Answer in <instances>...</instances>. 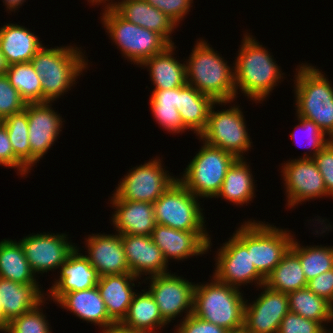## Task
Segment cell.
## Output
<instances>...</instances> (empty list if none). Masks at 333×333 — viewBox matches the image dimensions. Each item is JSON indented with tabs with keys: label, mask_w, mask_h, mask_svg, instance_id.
Segmentation results:
<instances>
[{
	"label": "cell",
	"mask_w": 333,
	"mask_h": 333,
	"mask_svg": "<svg viewBox=\"0 0 333 333\" xmlns=\"http://www.w3.org/2000/svg\"><path fill=\"white\" fill-rule=\"evenodd\" d=\"M186 63V81L215 102H231L236 97L234 69L207 42L196 43Z\"/></svg>",
	"instance_id": "cell-1"
},
{
	"label": "cell",
	"mask_w": 333,
	"mask_h": 333,
	"mask_svg": "<svg viewBox=\"0 0 333 333\" xmlns=\"http://www.w3.org/2000/svg\"><path fill=\"white\" fill-rule=\"evenodd\" d=\"M213 280L210 284H195L193 314L230 333L242 331L247 301L238 288Z\"/></svg>",
	"instance_id": "cell-2"
},
{
	"label": "cell",
	"mask_w": 333,
	"mask_h": 333,
	"mask_svg": "<svg viewBox=\"0 0 333 333\" xmlns=\"http://www.w3.org/2000/svg\"><path fill=\"white\" fill-rule=\"evenodd\" d=\"M242 43L234 64L236 93L239 87L251 100L263 101L281 79L280 69L252 36L245 35Z\"/></svg>",
	"instance_id": "cell-3"
},
{
	"label": "cell",
	"mask_w": 333,
	"mask_h": 333,
	"mask_svg": "<svg viewBox=\"0 0 333 333\" xmlns=\"http://www.w3.org/2000/svg\"><path fill=\"white\" fill-rule=\"evenodd\" d=\"M30 62L41 78L42 102H53L64 94L88 65L80 49L72 46H42Z\"/></svg>",
	"instance_id": "cell-4"
},
{
	"label": "cell",
	"mask_w": 333,
	"mask_h": 333,
	"mask_svg": "<svg viewBox=\"0 0 333 333\" xmlns=\"http://www.w3.org/2000/svg\"><path fill=\"white\" fill-rule=\"evenodd\" d=\"M297 73V116L314 121L333 139V87L313 66L302 65Z\"/></svg>",
	"instance_id": "cell-5"
},
{
	"label": "cell",
	"mask_w": 333,
	"mask_h": 333,
	"mask_svg": "<svg viewBox=\"0 0 333 333\" xmlns=\"http://www.w3.org/2000/svg\"><path fill=\"white\" fill-rule=\"evenodd\" d=\"M236 230L235 236L251 250V259L258 273L265 279L280 263L290 248L293 235L265 223L248 221Z\"/></svg>",
	"instance_id": "cell-6"
},
{
	"label": "cell",
	"mask_w": 333,
	"mask_h": 333,
	"mask_svg": "<svg viewBox=\"0 0 333 333\" xmlns=\"http://www.w3.org/2000/svg\"><path fill=\"white\" fill-rule=\"evenodd\" d=\"M236 159L231 153L205 142L178 180L197 198L216 197L227 170Z\"/></svg>",
	"instance_id": "cell-7"
},
{
	"label": "cell",
	"mask_w": 333,
	"mask_h": 333,
	"mask_svg": "<svg viewBox=\"0 0 333 333\" xmlns=\"http://www.w3.org/2000/svg\"><path fill=\"white\" fill-rule=\"evenodd\" d=\"M102 20L110 38L122 53L137 65L171 45L162 35L131 23L114 9H104Z\"/></svg>",
	"instance_id": "cell-8"
},
{
	"label": "cell",
	"mask_w": 333,
	"mask_h": 333,
	"mask_svg": "<svg viewBox=\"0 0 333 333\" xmlns=\"http://www.w3.org/2000/svg\"><path fill=\"white\" fill-rule=\"evenodd\" d=\"M178 179L153 203L156 223L181 231L204 230L198 198Z\"/></svg>",
	"instance_id": "cell-9"
},
{
	"label": "cell",
	"mask_w": 333,
	"mask_h": 333,
	"mask_svg": "<svg viewBox=\"0 0 333 333\" xmlns=\"http://www.w3.org/2000/svg\"><path fill=\"white\" fill-rule=\"evenodd\" d=\"M210 108L205 130L199 135L207 144L221 148L236 158L251 147L242 111L236 106L215 112ZM242 153V154H241Z\"/></svg>",
	"instance_id": "cell-10"
},
{
	"label": "cell",
	"mask_w": 333,
	"mask_h": 333,
	"mask_svg": "<svg viewBox=\"0 0 333 333\" xmlns=\"http://www.w3.org/2000/svg\"><path fill=\"white\" fill-rule=\"evenodd\" d=\"M161 165V160L155 158L130 170L116 187L113 198L154 203L177 180L167 174Z\"/></svg>",
	"instance_id": "cell-11"
},
{
	"label": "cell",
	"mask_w": 333,
	"mask_h": 333,
	"mask_svg": "<svg viewBox=\"0 0 333 333\" xmlns=\"http://www.w3.org/2000/svg\"><path fill=\"white\" fill-rule=\"evenodd\" d=\"M214 277L217 281L239 288L241 284L257 281L261 287L265 279L258 273L251 259V250L234 235L219 249Z\"/></svg>",
	"instance_id": "cell-12"
},
{
	"label": "cell",
	"mask_w": 333,
	"mask_h": 333,
	"mask_svg": "<svg viewBox=\"0 0 333 333\" xmlns=\"http://www.w3.org/2000/svg\"><path fill=\"white\" fill-rule=\"evenodd\" d=\"M150 294L159 307L162 319L168 323L184 310L193 313L195 285L173 274L150 276Z\"/></svg>",
	"instance_id": "cell-13"
},
{
	"label": "cell",
	"mask_w": 333,
	"mask_h": 333,
	"mask_svg": "<svg viewBox=\"0 0 333 333\" xmlns=\"http://www.w3.org/2000/svg\"><path fill=\"white\" fill-rule=\"evenodd\" d=\"M19 242L34 274L59 268L77 247L67 241L66 234L40 233Z\"/></svg>",
	"instance_id": "cell-14"
},
{
	"label": "cell",
	"mask_w": 333,
	"mask_h": 333,
	"mask_svg": "<svg viewBox=\"0 0 333 333\" xmlns=\"http://www.w3.org/2000/svg\"><path fill=\"white\" fill-rule=\"evenodd\" d=\"M265 290L251 304H245L244 331L246 333H278L280 323L289 312L288 296L282 292Z\"/></svg>",
	"instance_id": "cell-15"
},
{
	"label": "cell",
	"mask_w": 333,
	"mask_h": 333,
	"mask_svg": "<svg viewBox=\"0 0 333 333\" xmlns=\"http://www.w3.org/2000/svg\"><path fill=\"white\" fill-rule=\"evenodd\" d=\"M282 167L289 207L307 199L330 196L313 158L291 160Z\"/></svg>",
	"instance_id": "cell-16"
},
{
	"label": "cell",
	"mask_w": 333,
	"mask_h": 333,
	"mask_svg": "<svg viewBox=\"0 0 333 333\" xmlns=\"http://www.w3.org/2000/svg\"><path fill=\"white\" fill-rule=\"evenodd\" d=\"M50 102L27 103L28 141L31 147V166L47 153L62 128L61 117L51 109Z\"/></svg>",
	"instance_id": "cell-17"
},
{
	"label": "cell",
	"mask_w": 333,
	"mask_h": 333,
	"mask_svg": "<svg viewBox=\"0 0 333 333\" xmlns=\"http://www.w3.org/2000/svg\"><path fill=\"white\" fill-rule=\"evenodd\" d=\"M208 235L205 231H181L156 224L151 238L168 263L169 258L182 260L193 255L205 254L211 246Z\"/></svg>",
	"instance_id": "cell-18"
},
{
	"label": "cell",
	"mask_w": 333,
	"mask_h": 333,
	"mask_svg": "<svg viewBox=\"0 0 333 333\" xmlns=\"http://www.w3.org/2000/svg\"><path fill=\"white\" fill-rule=\"evenodd\" d=\"M122 245L130 272L139 278L145 273L151 276L169 273L160 248L151 236L121 235ZM143 272V273H142Z\"/></svg>",
	"instance_id": "cell-19"
},
{
	"label": "cell",
	"mask_w": 333,
	"mask_h": 333,
	"mask_svg": "<svg viewBox=\"0 0 333 333\" xmlns=\"http://www.w3.org/2000/svg\"><path fill=\"white\" fill-rule=\"evenodd\" d=\"M89 263L99 277L105 275L131 273L126 261L121 235H92L87 239Z\"/></svg>",
	"instance_id": "cell-20"
},
{
	"label": "cell",
	"mask_w": 333,
	"mask_h": 333,
	"mask_svg": "<svg viewBox=\"0 0 333 333\" xmlns=\"http://www.w3.org/2000/svg\"><path fill=\"white\" fill-rule=\"evenodd\" d=\"M78 248L70 254L60 267V278L49 289L52 299L56 302L63 294L93 288L99 280L96 269L89 263L86 256L78 253Z\"/></svg>",
	"instance_id": "cell-21"
},
{
	"label": "cell",
	"mask_w": 333,
	"mask_h": 333,
	"mask_svg": "<svg viewBox=\"0 0 333 333\" xmlns=\"http://www.w3.org/2000/svg\"><path fill=\"white\" fill-rule=\"evenodd\" d=\"M111 203L116 211L112 221L120 235L151 236L156 226L153 203L143 201L115 200Z\"/></svg>",
	"instance_id": "cell-22"
},
{
	"label": "cell",
	"mask_w": 333,
	"mask_h": 333,
	"mask_svg": "<svg viewBox=\"0 0 333 333\" xmlns=\"http://www.w3.org/2000/svg\"><path fill=\"white\" fill-rule=\"evenodd\" d=\"M112 3V4H111ZM106 5L105 9H114L122 18L133 24L152 30L162 35L170 44V34L177 24L145 0H123Z\"/></svg>",
	"instance_id": "cell-23"
},
{
	"label": "cell",
	"mask_w": 333,
	"mask_h": 333,
	"mask_svg": "<svg viewBox=\"0 0 333 333\" xmlns=\"http://www.w3.org/2000/svg\"><path fill=\"white\" fill-rule=\"evenodd\" d=\"M136 279L137 277L132 273L99 277L96 286L106 305L109 318L116 325H119L127 315L129 305L135 295V292L132 291L135 284L131 281Z\"/></svg>",
	"instance_id": "cell-24"
},
{
	"label": "cell",
	"mask_w": 333,
	"mask_h": 333,
	"mask_svg": "<svg viewBox=\"0 0 333 333\" xmlns=\"http://www.w3.org/2000/svg\"><path fill=\"white\" fill-rule=\"evenodd\" d=\"M61 308H67L79 318L95 323L107 330L116 324L109 318L106 305L97 286L63 294L57 301Z\"/></svg>",
	"instance_id": "cell-25"
},
{
	"label": "cell",
	"mask_w": 333,
	"mask_h": 333,
	"mask_svg": "<svg viewBox=\"0 0 333 333\" xmlns=\"http://www.w3.org/2000/svg\"><path fill=\"white\" fill-rule=\"evenodd\" d=\"M38 286V283L21 284L0 277V303L3 319L7 323L45 299Z\"/></svg>",
	"instance_id": "cell-26"
},
{
	"label": "cell",
	"mask_w": 333,
	"mask_h": 333,
	"mask_svg": "<svg viewBox=\"0 0 333 333\" xmlns=\"http://www.w3.org/2000/svg\"><path fill=\"white\" fill-rule=\"evenodd\" d=\"M41 47L38 37L20 25L0 28V49L8 65L30 62Z\"/></svg>",
	"instance_id": "cell-27"
},
{
	"label": "cell",
	"mask_w": 333,
	"mask_h": 333,
	"mask_svg": "<svg viewBox=\"0 0 333 333\" xmlns=\"http://www.w3.org/2000/svg\"><path fill=\"white\" fill-rule=\"evenodd\" d=\"M230 103L215 102L210 96L202 94L196 88L186 84L180 87L179 107L181 121L184 126L200 135L206 128L210 108L215 104Z\"/></svg>",
	"instance_id": "cell-28"
},
{
	"label": "cell",
	"mask_w": 333,
	"mask_h": 333,
	"mask_svg": "<svg viewBox=\"0 0 333 333\" xmlns=\"http://www.w3.org/2000/svg\"><path fill=\"white\" fill-rule=\"evenodd\" d=\"M174 47V44L169 45L164 51L146 59L141 64L145 67L149 66L154 89H173L187 84L186 65L174 59L172 56Z\"/></svg>",
	"instance_id": "cell-29"
},
{
	"label": "cell",
	"mask_w": 333,
	"mask_h": 333,
	"mask_svg": "<svg viewBox=\"0 0 333 333\" xmlns=\"http://www.w3.org/2000/svg\"><path fill=\"white\" fill-rule=\"evenodd\" d=\"M164 325L167 323L149 291L139 295L135 293L127 315L119 324L123 329L139 333H155V328L160 329Z\"/></svg>",
	"instance_id": "cell-30"
},
{
	"label": "cell",
	"mask_w": 333,
	"mask_h": 333,
	"mask_svg": "<svg viewBox=\"0 0 333 333\" xmlns=\"http://www.w3.org/2000/svg\"><path fill=\"white\" fill-rule=\"evenodd\" d=\"M301 262L298 256L289 248L282 256L280 263L265 278L264 285L270 289L289 294L307 287Z\"/></svg>",
	"instance_id": "cell-31"
},
{
	"label": "cell",
	"mask_w": 333,
	"mask_h": 333,
	"mask_svg": "<svg viewBox=\"0 0 333 333\" xmlns=\"http://www.w3.org/2000/svg\"><path fill=\"white\" fill-rule=\"evenodd\" d=\"M254 182L249 166L243 158H237L227 170L216 197H223L236 205H243L254 196ZM251 199V200H250Z\"/></svg>",
	"instance_id": "cell-32"
},
{
	"label": "cell",
	"mask_w": 333,
	"mask_h": 333,
	"mask_svg": "<svg viewBox=\"0 0 333 333\" xmlns=\"http://www.w3.org/2000/svg\"><path fill=\"white\" fill-rule=\"evenodd\" d=\"M0 277L21 284L37 282L20 242H0Z\"/></svg>",
	"instance_id": "cell-33"
},
{
	"label": "cell",
	"mask_w": 333,
	"mask_h": 333,
	"mask_svg": "<svg viewBox=\"0 0 333 333\" xmlns=\"http://www.w3.org/2000/svg\"><path fill=\"white\" fill-rule=\"evenodd\" d=\"M287 296L289 312L321 324L333 320V305L307 287L293 291Z\"/></svg>",
	"instance_id": "cell-34"
},
{
	"label": "cell",
	"mask_w": 333,
	"mask_h": 333,
	"mask_svg": "<svg viewBox=\"0 0 333 333\" xmlns=\"http://www.w3.org/2000/svg\"><path fill=\"white\" fill-rule=\"evenodd\" d=\"M5 75L26 103H42L41 78L31 62L9 65Z\"/></svg>",
	"instance_id": "cell-35"
},
{
	"label": "cell",
	"mask_w": 333,
	"mask_h": 333,
	"mask_svg": "<svg viewBox=\"0 0 333 333\" xmlns=\"http://www.w3.org/2000/svg\"><path fill=\"white\" fill-rule=\"evenodd\" d=\"M290 249L298 256L307 282L333 268V246L301 247L293 239Z\"/></svg>",
	"instance_id": "cell-36"
},
{
	"label": "cell",
	"mask_w": 333,
	"mask_h": 333,
	"mask_svg": "<svg viewBox=\"0 0 333 333\" xmlns=\"http://www.w3.org/2000/svg\"><path fill=\"white\" fill-rule=\"evenodd\" d=\"M7 129L15 156L31 168V147L28 139V117L25 110L12 114L1 121Z\"/></svg>",
	"instance_id": "cell-37"
},
{
	"label": "cell",
	"mask_w": 333,
	"mask_h": 333,
	"mask_svg": "<svg viewBox=\"0 0 333 333\" xmlns=\"http://www.w3.org/2000/svg\"><path fill=\"white\" fill-rule=\"evenodd\" d=\"M35 306L28 312L13 318L7 323L4 333H51L42 312H40V305Z\"/></svg>",
	"instance_id": "cell-38"
},
{
	"label": "cell",
	"mask_w": 333,
	"mask_h": 333,
	"mask_svg": "<svg viewBox=\"0 0 333 333\" xmlns=\"http://www.w3.org/2000/svg\"><path fill=\"white\" fill-rule=\"evenodd\" d=\"M26 104L19 92L11 85L7 76L0 75V120L23 111Z\"/></svg>",
	"instance_id": "cell-39"
},
{
	"label": "cell",
	"mask_w": 333,
	"mask_h": 333,
	"mask_svg": "<svg viewBox=\"0 0 333 333\" xmlns=\"http://www.w3.org/2000/svg\"><path fill=\"white\" fill-rule=\"evenodd\" d=\"M320 322L306 319L298 314L288 312L280 323L278 333H326Z\"/></svg>",
	"instance_id": "cell-40"
},
{
	"label": "cell",
	"mask_w": 333,
	"mask_h": 333,
	"mask_svg": "<svg viewBox=\"0 0 333 333\" xmlns=\"http://www.w3.org/2000/svg\"><path fill=\"white\" fill-rule=\"evenodd\" d=\"M298 120H300V124H298L296 128L298 129L300 127L301 129H303L302 131L307 133V137L310 139V140L308 139L310 146L314 151L312 153L313 154L312 156L310 155L309 157V155L306 154L302 158H313L319 151H321L327 145V143L331 139L324 138L325 135L327 136V134L314 121H310L301 116H298ZM295 133L296 132L291 133V138L297 140V138H295L296 137Z\"/></svg>",
	"instance_id": "cell-41"
},
{
	"label": "cell",
	"mask_w": 333,
	"mask_h": 333,
	"mask_svg": "<svg viewBox=\"0 0 333 333\" xmlns=\"http://www.w3.org/2000/svg\"><path fill=\"white\" fill-rule=\"evenodd\" d=\"M153 117L165 130L173 133L184 132L187 128L180 118V113L175 106L151 105Z\"/></svg>",
	"instance_id": "cell-42"
},
{
	"label": "cell",
	"mask_w": 333,
	"mask_h": 333,
	"mask_svg": "<svg viewBox=\"0 0 333 333\" xmlns=\"http://www.w3.org/2000/svg\"><path fill=\"white\" fill-rule=\"evenodd\" d=\"M313 160L323 177L326 192L333 197V139L313 157Z\"/></svg>",
	"instance_id": "cell-43"
},
{
	"label": "cell",
	"mask_w": 333,
	"mask_h": 333,
	"mask_svg": "<svg viewBox=\"0 0 333 333\" xmlns=\"http://www.w3.org/2000/svg\"><path fill=\"white\" fill-rule=\"evenodd\" d=\"M148 4L157 8L176 24L188 13L193 0H145Z\"/></svg>",
	"instance_id": "cell-44"
},
{
	"label": "cell",
	"mask_w": 333,
	"mask_h": 333,
	"mask_svg": "<svg viewBox=\"0 0 333 333\" xmlns=\"http://www.w3.org/2000/svg\"><path fill=\"white\" fill-rule=\"evenodd\" d=\"M0 165L17 168L21 175L28 173L29 169L15 156L6 126L0 122Z\"/></svg>",
	"instance_id": "cell-45"
},
{
	"label": "cell",
	"mask_w": 333,
	"mask_h": 333,
	"mask_svg": "<svg viewBox=\"0 0 333 333\" xmlns=\"http://www.w3.org/2000/svg\"><path fill=\"white\" fill-rule=\"evenodd\" d=\"M181 322L176 333H230L223 327L196 317L193 313Z\"/></svg>",
	"instance_id": "cell-46"
},
{
	"label": "cell",
	"mask_w": 333,
	"mask_h": 333,
	"mask_svg": "<svg viewBox=\"0 0 333 333\" xmlns=\"http://www.w3.org/2000/svg\"><path fill=\"white\" fill-rule=\"evenodd\" d=\"M307 288L333 305V268L309 280Z\"/></svg>",
	"instance_id": "cell-47"
},
{
	"label": "cell",
	"mask_w": 333,
	"mask_h": 333,
	"mask_svg": "<svg viewBox=\"0 0 333 333\" xmlns=\"http://www.w3.org/2000/svg\"><path fill=\"white\" fill-rule=\"evenodd\" d=\"M180 87L166 90L154 89L150 98V105L179 107Z\"/></svg>",
	"instance_id": "cell-48"
},
{
	"label": "cell",
	"mask_w": 333,
	"mask_h": 333,
	"mask_svg": "<svg viewBox=\"0 0 333 333\" xmlns=\"http://www.w3.org/2000/svg\"><path fill=\"white\" fill-rule=\"evenodd\" d=\"M5 1V5H7V8H9V10L14 11L16 10V8H18V6L22 5L24 3L25 0H4Z\"/></svg>",
	"instance_id": "cell-49"
},
{
	"label": "cell",
	"mask_w": 333,
	"mask_h": 333,
	"mask_svg": "<svg viewBox=\"0 0 333 333\" xmlns=\"http://www.w3.org/2000/svg\"><path fill=\"white\" fill-rule=\"evenodd\" d=\"M103 333H139V332L129 331V330L123 329L119 325H116L107 330H104Z\"/></svg>",
	"instance_id": "cell-50"
},
{
	"label": "cell",
	"mask_w": 333,
	"mask_h": 333,
	"mask_svg": "<svg viewBox=\"0 0 333 333\" xmlns=\"http://www.w3.org/2000/svg\"><path fill=\"white\" fill-rule=\"evenodd\" d=\"M9 65L0 49V75L5 74Z\"/></svg>",
	"instance_id": "cell-51"
},
{
	"label": "cell",
	"mask_w": 333,
	"mask_h": 333,
	"mask_svg": "<svg viewBox=\"0 0 333 333\" xmlns=\"http://www.w3.org/2000/svg\"><path fill=\"white\" fill-rule=\"evenodd\" d=\"M7 322L3 319L2 308L0 303V331H5Z\"/></svg>",
	"instance_id": "cell-52"
},
{
	"label": "cell",
	"mask_w": 333,
	"mask_h": 333,
	"mask_svg": "<svg viewBox=\"0 0 333 333\" xmlns=\"http://www.w3.org/2000/svg\"><path fill=\"white\" fill-rule=\"evenodd\" d=\"M89 1H90L91 3H93V4H94V3L96 4V3H99V2L102 3L103 1H104V3H105L106 1H109V0H89Z\"/></svg>",
	"instance_id": "cell-53"
},
{
	"label": "cell",
	"mask_w": 333,
	"mask_h": 333,
	"mask_svg": "<svg viewBox=\"0 0 333 333\" xmlns=\"http://www.w3.org/2000/svg\"><path fill=\"white\" fill-rule=\"evenodd\" d=\"M234 333H246L244 330L240 331V332H234Z\"/></svg>",
	"instance_id": "cell-54"
}]
</instances>
